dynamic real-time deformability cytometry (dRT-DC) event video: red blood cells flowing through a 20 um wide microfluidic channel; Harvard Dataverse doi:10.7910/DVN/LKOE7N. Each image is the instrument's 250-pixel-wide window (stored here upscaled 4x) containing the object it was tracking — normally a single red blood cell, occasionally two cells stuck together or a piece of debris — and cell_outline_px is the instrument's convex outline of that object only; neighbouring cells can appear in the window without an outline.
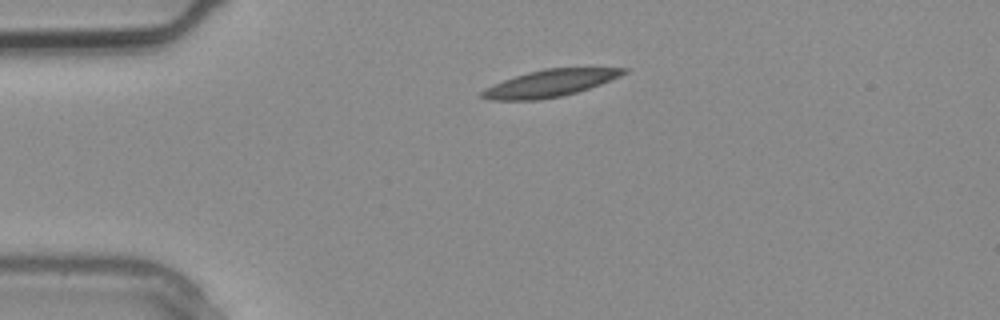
{"species": "common noctule bat (a hibernating species)", "species_latin": "Nyctalus noctula", "temperature_condition": "warm", "stored_images_in_passage": 1, "camera_frame_rate_fps": 3000, "um_per_image_px": 0.085, "animal": {"sex": "male", "body_mass_g": 20.4}, "frame": {"image": 1, "passage_image": 1, "time_ms": 0.0, "image_size_px": [1000, 320], "cell_outline_px": [[628, 72], [620, 76], [600, 84], [576, 92], [560, 96], [540, 100], [488, 100], [480, 96], [480, 92], [504, 80], [528, 72], [544, 68], [628, 68]], "centroid_in_image_um": [46.75, 7.08], "position_along_channel_um": 38.2, "area_um2": 21.91}}